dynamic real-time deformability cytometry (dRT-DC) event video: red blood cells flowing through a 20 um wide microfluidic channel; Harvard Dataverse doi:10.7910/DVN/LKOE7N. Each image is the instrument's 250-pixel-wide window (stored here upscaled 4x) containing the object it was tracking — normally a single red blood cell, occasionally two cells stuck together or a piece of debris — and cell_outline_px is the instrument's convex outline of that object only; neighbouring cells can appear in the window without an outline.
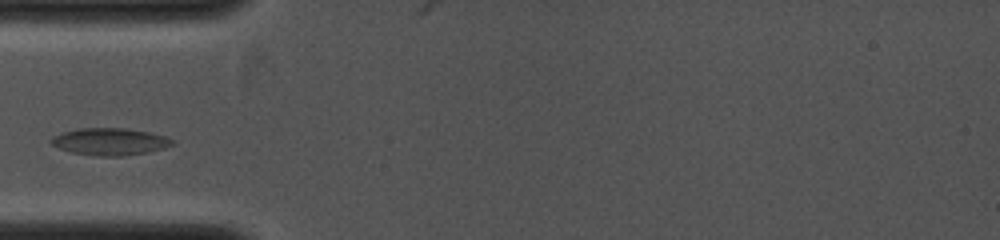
{"species": "common noctule bat (a hibernating species)", "species_latin": "Nyctalus noctula", "temperature_condition": "cold", "stored_images_in_passage": 15, "camera_frame_rate_fps": 4000, "um_per_image_px": 0.085, "animal": {"sex": "female", "body_mass_g": 19.0, "forearm_length_mm": 53.3}, "frame": {"image": 1, "passage_image": 2, "time_ms": 0.75, "image_size_px": [1000, 240], "cell_outline_px": [[176, 144], [164, 148], [148, 152], [124, 156], [100, 156], [72, 152], [60, 148], [52, 144], [48, 140], [52, 136], [64, 132], [80, 128], [124, 128], [148, 132], [164, 136], [172, 140]], "centroid_in_image_um": [9.34, 12.04], "position_along_channel_um": 75.7, "area_um2": 19.02}}
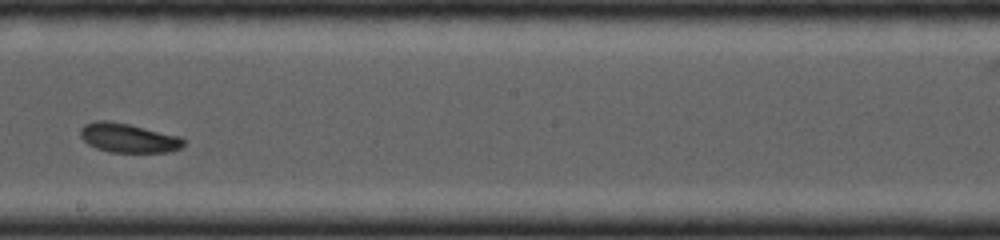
{"frame": {"image": 2, "passage_image": 8, "time_ms": 4.0, "image_size_px": [1000, 240], "cell_outline_px": [[184, 144], [180, 148], [172, 152], [108, 152], [96, 148], [88, 144], [80, 136], [80, 128], [84, 124], [96, 120], [104, 120], [128, 124], [180, 136], [184, 140]], "centroid_in_image_um": [10.89, 11.73], "position_along_channel_um": 237.3, "area_um2": 17.57}}
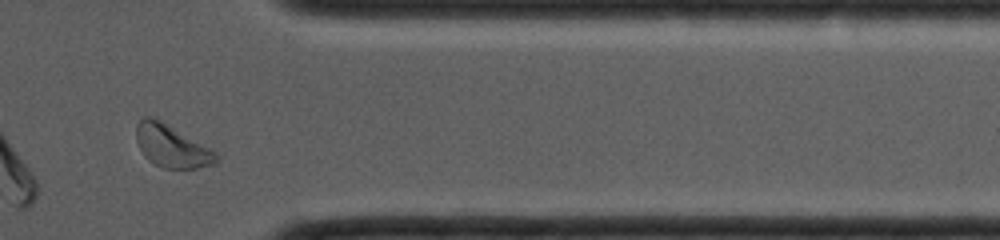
{"frame": {"image": 3, "passage_image": 13, "time_ms": 7.25, "image_size_px": [1000, 240], "cell_outline_px": [[220, 156], [216, 164], [196, 168], [164, 168], [148, 160], [144, 156], [136, 140], [136, 124], [144, 116], [148, 116], [160, 120], [216, 152]], "centroid_in_image_um": [14.58, 12.43], "position_along_channel_um": 396.8, "area_um2": 19.54}}